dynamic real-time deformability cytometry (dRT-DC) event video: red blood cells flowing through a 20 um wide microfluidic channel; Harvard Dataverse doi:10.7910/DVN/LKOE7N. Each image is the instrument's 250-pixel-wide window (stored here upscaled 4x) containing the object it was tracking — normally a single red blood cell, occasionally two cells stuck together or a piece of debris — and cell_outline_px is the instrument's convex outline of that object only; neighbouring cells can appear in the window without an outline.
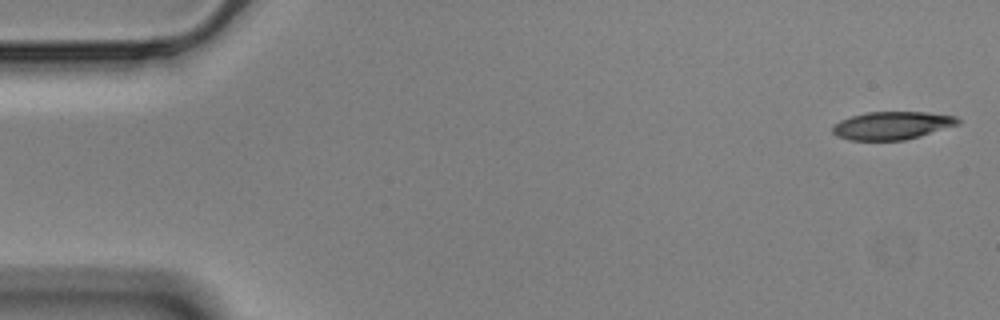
{"species": "Egyptian fruit bat (a non-hibernating species)", "species_latin": "Rousettus aegyptiacus", "temperature_condition": "cold", "stored_images_in_passage": 56, "camera_frame_rate_fps": 3000, "um_per_image_px": 0.085, "animal": {"sex": "male"}, "frame": {"image": 1, "passage_image": 1, "time_ms": 0.0, "image_size_px": [1000, 320], "cell_outline_px": [[960, 124], [920, 136], [904, 140], [848, 140], [836, 136], [832, 132], [832, 124], [840, 120], [852, 116], [868, 112], [928, 112], [956, 116], [960, 120]], "centroid_in_image_um": [75.81, 10.67], "position_along_channel_um": 9.2, "area_um2": 20.52}}
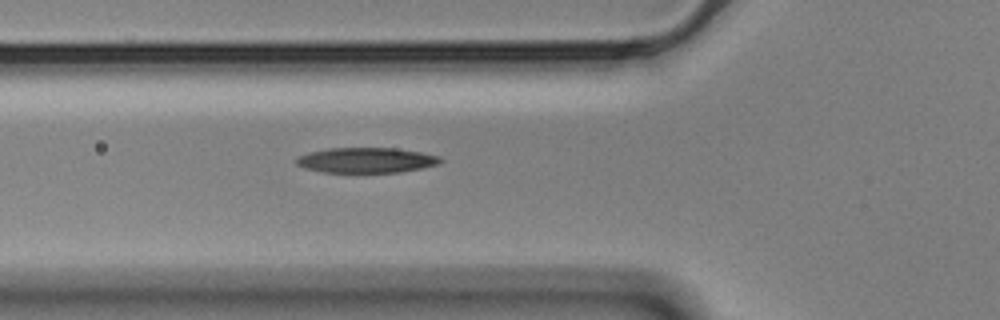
{"frame": {"image": 2, "passage_image": 19, "time_ms": 6.0, "image_size_px": [1000, 320], "cell_outline_px": [[444, 160], [440, 164], [400, 172], [324, 172], [304, 168], [296, 164], [292, 160], [296, 156], [308, 152], [328, 148], [396, 148], [420, 152], [440, 156]], "centroid_in_image_um": [31.09, 13.61], "position_along_channel_um": 94.7, "area_um2": 21.39}}
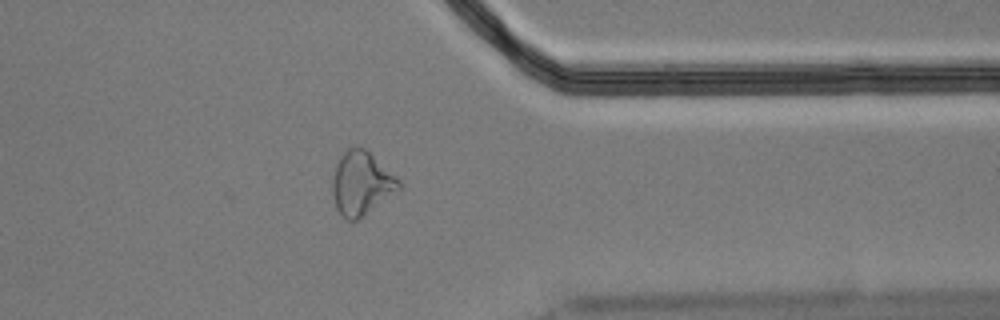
{"frame": {"image": 3, "passage_image": 44, "time_ms": 14.333, "image_size_px": [1000, 320], "cell_outline_px": [[404, 188], [356, 220], [348, 220], [336, 208], [332, 192], [332, 180], [336, 168], [344, 152], [348, 148], [364, 148], [396, 176], [400, 180]], "centroid_in_image_um": [30.76, 15.61], "position_along_channel_um": 380.6, "area_um2": 24.16}, "authors_computed_cell_mechanics": {"area_um2": 21.8484, "velocity_mm_per_s": 3.529, "shape_relaxation_time_tau1_ms": 6.8433, "shape_relaxation_time_tau2_ms": 9.093, "deformation_change_tau1": 0.1921, "deformation_change_tau2": 0.2112}}